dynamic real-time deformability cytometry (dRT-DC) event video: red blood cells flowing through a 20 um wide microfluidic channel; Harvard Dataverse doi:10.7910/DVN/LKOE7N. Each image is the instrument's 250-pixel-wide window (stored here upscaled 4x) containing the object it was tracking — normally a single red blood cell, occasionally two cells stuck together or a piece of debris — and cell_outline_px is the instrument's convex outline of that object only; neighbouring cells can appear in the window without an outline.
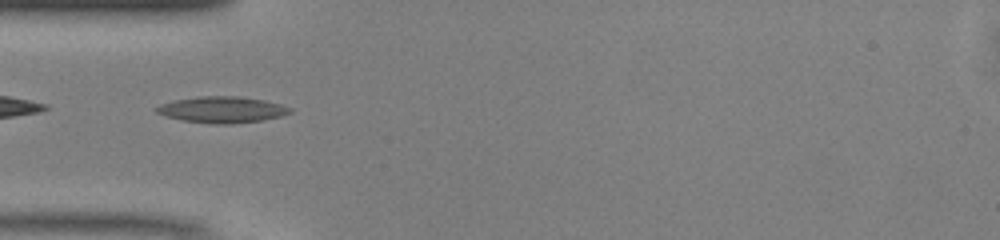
{"species": "common noctule bat (a hibernating species)", "species_latin": "Nyctalus noctula", "temperature_condition": "warm", "stored_images_in_passage": 41, "camera_frame_rate_fps": 3000, "um_per_image_px": 0.085, "animal": {"sex": "male", "body_mass_g": 13.0, "forearm_length_mm": 53.1}, "frame": {"image": 1, "passage_image": 7, "time_ms": 2.0, "image_size_px": [1000, 240], "cell_outline_px": [[292, 112], [280, 116], [260, 120], [228, 124], [212, 124], [184, 120], [164, 116], [156, 112], [156, 108], [160, 104], [172, 100], [200, 96], [236, 96], [264, 100], [280, 104], [292, 108]], "centroid_in_image_um": [18.85, 9.31], "position_along_channel_um": 66.2, "area_um2": 20.29}}
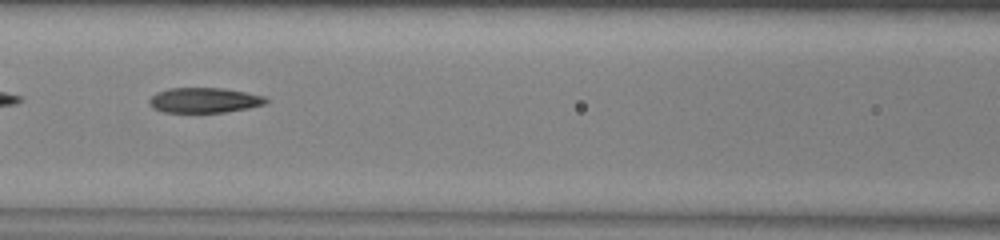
{"frame": {"image": 2, "passage_image": 13, "time_ms": 4.0, "image_size_px": [1000, 240], "cell_outline_px": [[268, 100], [264, 104], [248, 108], [224, 112], [164, 112], [152, 108], [148, 104], [148, 100], [156, 92], [168, 88], [224, 88], [264, 96]], "centroid_in_image_um": [17.31, 8.51], "position_along_channel_um": 149.3, "area_um2": 17.05}}
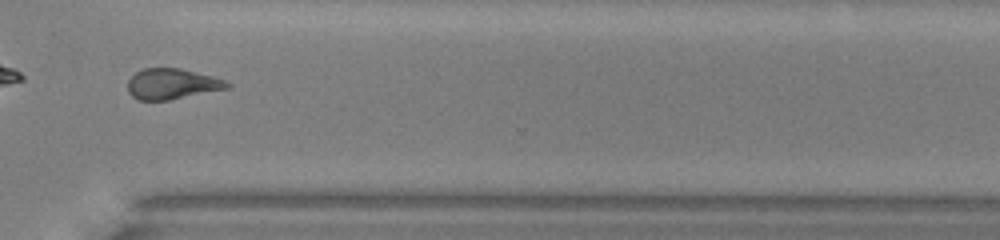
{"frame": {"image": 3, "passage_image": 28, "time_ms": 9.0, "image_size_px": [1000, 240], "cell_outline_px": [[232, 88], [168, 100], [140, 100], [132, 96], [128, 92], [128, 80], [136, 72], [144, 68], [180, 68], [212, 76], [224, 80], [232, 84]], "centroid_in_image_um": [14.65, 7.13], "position_along_channel_um": 355.9, "area_um2": 17.8}, "authors_computed_cell_mechanics": {"area_um2": 18.6694, "velocity_mm_per_s": 4.1343, "shape_relaxation_time_tau1_ms": 7.5208, "shape_relaxation_time_tau2_ms": 3.8243, "deformation_change_tau1": 0.2153, "deformation_change_tau2": 0.1346}}